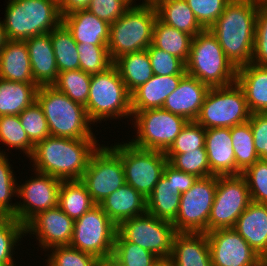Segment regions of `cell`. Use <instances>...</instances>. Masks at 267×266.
Instances as JSON below:
<instances>
[{"instance_id":"cell-1","label":"cell","mask_w":267,"mask_h":266,"mask_svg":"<svg viewBox=\"0 0 267 266\" xmlns=\"http://www.w3.org/2000/svg\"><path fill=\"white\" fill-rule=\"evenodd\" d=\"M97 138L71 139L48 136L34 145L31 169L61 181L80 180L92 154L101 145Z\"/></svg>"},{"instance_id":"cell-2","label":"cell","mask_w":267,"mask_h":266,"mask_svg":"<svg viewBox=\"0 0 267 266\" xmlns=\"http://www.w3.org/2000/svg\"><path fill=\"white\" fill-rule=\"evenodd\" d=\"M257 9L256 0H230L209 28L236 69L252 62Z\"/></svg>"},{"instance_id":"cell-3","label":"cell","mask_w":267,"mask_h":266,"mask_svg":"<svg viewBox=\"0 0 267 266\" xmlns=\"http://www.w3.org/2000/svg\"><path fill=\"white\" fill-rule=\"evenodd\" d=\"M36 100L41 105L51 136L71 139L96 138L85 106L72 101L54 86H39Z\"/></svg>"},{"instance_id":"cell-4","label":"cell","mask_w":267,"mask_h":266,"mask_svg":"<svg viewBox=\"0 0 267 266\" xmlns=\"http://www.w3.org/2000/svg\"><path fill=\"white\" fill-rule=\"evenodd\" d=\"M2 24L8 40L49 33L62 22L55 0H8Z\"/></svg>"},{"instance_id":"cell-5","label":"cell","mask_w":267,"mask_h":266,"mask_svg":"<svg viewBox=\"0 0 267 266\" xmlns=\"http://www.w3.org/2000/svg\"><path fill=\"white\" fill-rule=\"evenodd\" d=\"M186 73L210 88L225 87L236 82L237 69L227 59L216 36L204 29L192 39Z\"/></svg>"},{"instance_id":"cell-6","label":"cell","mask_w":267,"mask_h":266,"mask_svg":"<svg viewBox=\"0 0 267 266\" xmlns=\"http://www.w3.org/2000/svg\"><path fill=\"white\" fill-rule=\"evenodd\" d=\"M85 109L93 124L128 116L132 119L131 93L114 64L104 72L91 75Z\"/></svg>"},{"instance_id":"cell-7","label":"cell","mask_w":267,"mask_h":266,"mask_svg":"<svg viewBox=\"0 0 267 266\" xmlns=\"http://www.w3.org/2000/svg\"><path fill=\"white\" fill-rule=\"evenodd\" d=\"M157 10L151 0L132 5L124 15L110 24L107 48L114 62L121 55L147 49L153 40Z\"/></svg>"},{"instance_id":"cell-8","label":"cell","mask_w":267,"mask_h":266,"mask_svg":"<svg viewBox=\"0 0 267 266\" xmlns=\"http://www.w3.org/2000/svg\"><path fill=\"white\" fill-rule=\"evenodd\" d=\"M251 114L245 93L235 82L210 88L195 121L205 129L232 128L249 121Z\"/></svg>"},{"instance_id":"cell-9","label":"cell","mask_w":267,"mask_h":266,"mask_svg":"<svg viewBox=\"0 0 267 266\" xmlns=\"http://www.w3.org/2000/svg\"><path fill=\"white\" fill-rule=\"evenodd\" d=\"M110 147L121 158L126 183L147 199L168 162L165 152L142 149L128 140L125 143L111 144Z\"/></svg>"},{"instance_id":"cell-10","label":"cell","mask_w":267,"mask_h":266,"mask_svg":"<svg viewBox=\"0 0 267 266\" xmlns=\"http://www.w3.org/2000/svg\"><path fill=\"white\" fill-rule=\"evenodd\" d=\"M132 124L137 130L130 142L142 149L166 152L188 120L163 108L132 111Z\"/></svg>"},{"instance_id":"cell-11","label":"cell","mask_w":267,"mask_h":266,"mask_svg":"<svg viewBox=\"0 0 267 266\" xmlns=\"http://www.w3.org/2000/svg\"><path fill=\"white\" fill-rule=\"evenodd\" d=\"M117 225L104 210L95 205L83 216L74 220L70 246L96 258L112 256Z\"/></svg>"},{"instance_id":"cell-12","label":"cell","mask_w":267,"mask_h":266,"mask_svg":"<svg viewBox=\"0 0 267 266\" xmlns=\"http://www.w3.org/2000/svg\"><path fill=\"white\" fill-rule=\"evenodd\" d=\"M117 233L125 240L139 245L159 259L169 258L177 233L172 222L156 218L148 212L127 219L117 226Z\"/></svg>"},{"instance_id":"cell-13","label":"cell","mask_w":267,"mask_h":266,"mask_svg":"<svg viewBox=\"0 0 267 266\" xmlns=\"http://www.w3.org/2000/svg\"><path fill=\"white\" fill-rule=\"evenodd\" d=\"M218 176L197 178L181 194L177 217L172 222L176 232L208 233V219L213 206Z\"/></svg>"},{"instance_id":"cell-14","label":"cell","mask_w":267,"mask_h":266,"mask_svg":"<svg viewBox=\"0 0 267 266\" xmlns=\"http://www.w3.org/2000/svg\"><path fill=\"white\" fill-rule=\"evenodd\" d=\"M251 202L248 184L242 174L218 176L208 232L233 228Z\"/></svg>"},{"instance_id":"cell-15","label":"cell","mask_w":267,"mask_h":266,"mask_svg":"<svg viewBox=\"0 0 267 266\" xmlns=\"http://www.w3.org/2000/svg\"><path fill=\"white\" fill-rule=\"evenodd\" d=\"M80 180L92 200L99 205L126 183L120 156L108 144L100 145L92 154Z\"/></svg>"},{"instance_id":"cell-16","label":"cell","mask_w":267,"mask_h":266,"mask_svg":"<svg viewBox=\"0 0 267 266\" xmlns=\"http://www.w3.org/2000/svg\"><path fill=\"white\" fill-rule=\"evenodd\" d=\"M34 175L18 184L17 220L24 226L38 213L58 206L61 180L37 171Z\"/></svg>"},{"instance_id":"cell-17","label":"cell","mask_w":267,"mask_h":266,"mask_svg":"<svg viewBox=\"0 0 267 266\" xmlns=\"http://www.w3.org/2000/svg\"><path fill=\"white\" fill-rule=\"evenodd\" d=\"M213 266H260L262 258L233 228L206 233Z\"/></svg>"},{"instance_id":"cell-18","label":"cell","mask_w":267,"mask_h":266,"mask_svg":"<svg viewBox=\"0 0 267 266\" xmlns=\"http://www.w3.org/2000/svg\"><path fill=\"white\" fill-rule=\"evenodd\" d=\"M73 229L74 220L57 206L34 216L25 225V235L33 234L41 250L46 252L53 247L70 245Z\"/></svg>"},{"instance_id":"cell-19","label":"cell","mask_w":267,"mask_h":266,"mask_svg":"<svg viewBox=\"0 0 267 266\" xmlns=\"http://www.w3.org/2000/svg\"><path fill=\"white\" fill-rule=\"evenodd\" d=\"M209 89V86L186 73L177 89L166 98L162 108L188 121H195Z\"/></svg>"},{"instance_id":"cell-20","label":"cell","mask_w":267,"mask_h":266,"mask_svg":"<svg viewBox=\"0 0 267 266\" xmlns=\"http://www.w3.org/2000/svg\"><path fill=\"white\" fill-rule=\"evenodd\" d=\"M205 149L214 176L236 175V160L230 128L206 129Z\"/></svg>"},{"instance_id":"cell-21","label":"cell","mask_w":267,"mask_h":266,"mask_svg":"<svg viewBox=\"0 0 267 266\" xmlns=\"http://www.w3.org/2000/svg\"><path fill=\"white\" fill-rule=\"evenodd\" d=\"M169 259L173 266H213L206 233L177 232Z\"/></svg>"},{"instance_id":"cell-22","label":"cell","mask_w":267,"mask_h":266,"mask_svg":"<svg viewBox=\"0 0 267 266\" xmlns=\"http://www.w3.org/2000/svg\"><path fill=\"white\" fill-rule=\"evenodd\" d=\"M30 57L34 82L38 86H51L58 78V68L50 32L25 40Z\"/></svg>"},{"instance_id":"cell-23","label":"cell","mask_w":267,"mask_h":266,"mask_svg":"<svg viewBox=\"0 0 267 266\" xmlns=\"http://www.w3.org/2000/svg\"><path fill=\"white\" fill-rule=\"evenodd\" d=\"M233 229L262 259L267 258V204L251 201Z\"/></svg>"},{"instance_id":"cell-24","label":"cell","mask_w":267,"mask_h":266,"mask_svg":"<svg viewBox=\"0 0 267 266\" xmlns=\"http://www.w3.org/2000/svg\"><path fill=\"white\" fill-rule=\"evenodd\" d=\"M62 23L71 32L77 43L107 45L110 24L89 12L76 10L62 16Z\"/></svg>"},{"instance_id":"cell-25","label":"cell","mask_w":267,"mask_h":266,"mask_svg":"<svg viewBox=\"0 0 267 266\" xmlns=\"http://www.w3.org/2000/svg\"><path fill=\"white\" fill-rule=\"evenodd\" d=\"M99 206L118 226L121 222L147 212V199L125 183L107 196Z\"/></svg>"},{"instance_id":"cell-26","label":"cell","mask_w":267,"mask_h":266,"mask_svg":"<svg viewBox=\"0 0 267 266\" xmlns=\"http://www.w3.org/2000/svg\"><path fill=\"white\" fill-rule=\"evenodd\" d=\"M184 75H153L131 93V111L162 108L166 98L177 89Z\"/></svg>"},{"instance_id":"cell-27","label":"cell","mask_w":267,"mask_h":266,"mask_svg":"<svg viewBox=\"0 0 267 266\" xmlns=\"http://www.w3.org/2000/svg\"><path fill=\"white\" fill-rule=\"evenodd\" d=\"M0 78L8 81L35 83L25 41L7 40L0 50Z\"/></svg>"},{"instance_id":"cell-28","label":"cell","mask_w":267,"mask_h":266,"mask_svg":"<svg viewBox=\"0 0 267 266\" xmlns=\"http://www.w3.org/2000/svg\"><path fill=\"white\" fill-rule=\"evenodd\" d=\"M236 83L243 89L251 113H267V67L250 63L238 68Z\"/></svg>"},{"instance_id":"cell-29","label":"cell","mask_w":267,"mask_h":266,"mask_svg":"<svg viewBox=\"0 0 267 266\" xmlns=\"http://www.w3.org/2000/svg\"><path fill=\"white\" fill-rule=\"evenodd\" d=\"M158 18L165 24L193 37L204 30L185 0H151Z\"/></svg>"},{"instance_id":"cell-30","label":"cell","mask_w":267,"mask_h":266,"mask_svg":"<svg viewBox=\"0 0 267 266\" xmlns=\"http://www.w3.org/2000/svg\"><path fill=\"white\" fill-rule=\"evenodd\" d=\"M36 83L8 81L0 78V116L19 115L34 101Z\"/></svg>"},{"instance_id":"cell-31","label":"cell","mask_w":267,"mask_h":266,"mask_svg":"<svg viewBox=\"0 0 267 266\" xmlns=\"http://www.w3.org/2000/svg\"><path fill=\"white\" fill-rule=\"evenodd\" d=\"M113 64L130 93L154 75L147 49L121 55Z\"/></svg>"},{"instance_id":"cell-32","label":"cell","mask_w":267,"mask_h":266,"mask_svg":"<svg viewBox=\"0 0 267 266\" xmlns=\"http://www.w3.org/2000/svg\"><path fill=\"white\" fill-rule=\"evenodd\" d=\"M181 193L162 175L147 197V212L156 218L173 222L177 217Z\"/></svg>"},{"instance_id":"cell-33","label":"cell","mask_w":267,"mask_h":266,"mask_svg":"<svg viewBox=\"0 0 267 266\" xmlns=\"http://www.w3.org/2000/svg\"><path fill=\"white\" fill-rule=\"evenodd\" d=\"M97 205L81 180L61 181L58 207L73 220L83 216Z\"/></svg>"},{"instance_id":"cell-34","label":"cell","mask_w":267,"mask_h":266,"mask_svg":"<svg viewBox=\"0 0 267 266\" xmlns=\"http://www.w3.org/2000/svg\"><path fill=\"white\" fill-rule=\"evenodd\" d=\"M192 39V35L163 23L159 18L155 21L152 44L185 63L189 57Z\"/></svg>"},{"instance_id":"cell-35","label":"cell","mask_w":267,"mask_h":266,"mask_svg":"<svg viewBox=\"0 0 267 266\" xmlns=\"http://www.w3.org/2000/svg\"><path fill=\"white\" fill-rule=\"evenodd\" d=\"M50 37L58 71L80 69L77 42L67 27L61 22L50 31Z\"/></svg>"},{"instance_id":"cell-36","label":"cell","mask_w":267,"mask_h":266,"mask_svg":"<svg viewBox=\"0 0 267 266\" xmlns=\"http://www.w3.org/2000/svg\"><path fill=\"white\" fill-rule=\"evenodd\" d=\"M230 133L235 153L236 175H240L260 158L255 150L249 121L233 126Z\"/></svg>"},{"instance_id":"cell-37","label":"cell","mask_w":267,"mask_h":266,"mask_svg":"<svg viewBox=\"0 0 267 266\" xmlns=\"http://www.w3.org/2000/svg\"><path fill=\"white\" fill-rule=\"evenodd\" d=\"M90 84L91 75L77 69L59 72L58 78L52 86L66 94L72 101L85 106L89 96Z\"/></svg>"},{"instance_id":"cell-38","label":"cell","mask_w":267,"mask_h":266,"mask_svg":"<svg viewBox=\"0 0 267 266\" xmlns=\"http://www.w3.org/2000/svg\"><path fill=\"white\" fill-rule=\"evenodd\" d=\"M25 236V226L14 217H7L0 224V266H17L14 250Z\"/></svg>"},{"instance_id":"cell-39","label":"cell","mask_w":267,"mask_h":266,"mask_svg":"<svg viewBox=\"0 0 267 266\" xmlns=\"http://www.w3.org/2000/svg\"><path fill=\"white\" fill-rule=\"evenodd\" d=\"M0 142L9 148L21 150L27 158L32 155L34 144L29 140L18 115L0 116Z\"/></svg>"},{"instance_id":"cell-40","label":"cell","mask_w":267,"mask_h":266,"mask_svg":"<svg viewBox=\"0 0 267 266\" xmlns=\"http://www.w3.org/2000/svg\"><path fill=\"white\" fill-rule=\"evenodd\" d=\"M3 151L0 147V210L8 217L17 219V202L12 203L11 199L18 195V182L7 158L9 156Z\"/></svg>"},{"instance_id":"cell-41","label":"cell","mask_w":267,"mask_h":266,"mask_svg":"<svg viewBox=\"0 0 267 266\" xmlns=\"http://www.w3.org/2000/svg\"><path fill=\"white\" fill-rule=\"evenodd\" d=\"M112 256L121 266H153L159 259L139 245L125 241L118 233H116Z\"/></svg>"},{"instance_id":"cell-42","label":"cell","mask_w":267,"mask_h":266,"mask_svg":"<svg viewBox=\"0 0 267 266\" xmlns=\"http://www.w3.org/2000/svg\"><path fill=\"white\" fill-rule=\"evenodd\" d=\"M168 163L175 169L194 175L197 178L212 176L205 148L182 154H165Z\"/></svg>"},{"instance_id":"cell-43","label":"cell","mask_w":267,"mask_h":266,"mask_svg":"<svg viewBox=\"0 0 267 266\" xmlns=\"http://www.w3.org/2000/svg\"><path fill=\"white\" fill-rule=\"evenodd\" d=\"M80 69L90 75L106 71L113 65L107 45L77 43Z\"/></svg>"},{"instance_id":"cell-44","label":"cell","mask_w":267,"mask_h":266,"mask_svg":"<svg viewBox=\"0 0 267 266\" xmlns=\"http://www.w3.org/2000/svg\"><path fill=\"white\" fill-rule=\"evenodd\" d=\"M18 116L29 140L34 145L50 136L48 122L37 100Z\"/></svg>"},{"instance_id":"cell-45","label":"cell","mask_w":267,"mask_h":266,"mask_svg":"<svg viewBox=\"0 0 267 266\" xmlns=\"http://www.w3.org/2000/svg\"><path fill=\"white\" fill-rule=\"evenodd\" d=\"M206 129L196 121H188L165 154H182L205 148Z\"/></svg>"},{"instance_id":"cell-46","label":"cell","mask_w":267,"mask_h":266,"mask_svg":"<svg viewBox=\"0 0 267 266\" xmlns=\"http://www.w3.org/2000/svg\"><path fill=\"white\" fill-rule=\"evenodd\" d=\"M51 253H50V252ZM46 266H94L97 258L70 245L53 247L47 251Z\"/></svg>"},{"instance_id":"cell-47","label":"cell","mask_w":267,"mask_h":266,"mask_svg":"<svg viewBox=\"0 0 267 266\" xmlns=\"http://www.w3.org/2000/svg\"><path fill=\"white\" fill-rule=\"evenodd\" d=\"M242 175L247 181L251 201L267 204V160L258 159Z\"/></svg>"},{"instance_id":"cell-48","label":"cell","mask_w":267,"mask_h":266,"mask_svg":"<svg viewBox=\"0 0 267 266\" xmlns=\"http://www.w3.org/2000/svg\"><path fill=\"white\" fill-rule=\"evenodd\" d=\"M153 73L159 76L185 75L186 63L151 44L147 48Z\"/></svg>"},{"instance_id":"cell-49","label":"cell","mask_w":267,"mask_h":266,"mask_svg":"<svg viewBox=\"0 0 267 266\" xmlns=\"http://www.w3.org/2000/svg\"><path fill=\"white\" fill-rule=\"evenodd\" d=\"M204 29H209L230 0H185Z\"/></svg>"},{"instance_id":"cell-50","label":"cell","mask_w":267,"mask_h":266,"mask_svg":"<svg viewBox=\"0 0 267 266\" xmlns=\"http://www.w3.org/2000/svg\"><path fill=\"white\" fill-rule=\"evenodd\" d=\"M251 63L267 67V6L258 5Z\"/></svg>"},{"instance_id":"cell-51","label":"cell","mask_w":267,"mask_h":266,"mask_svg":"<svg viewBox=\"0 0 267 266\" xmlns=\"http://www.w3.org/2000/svg\"><path fill=\"white\" fill-rule=\"evenodd\" d=\"M132 5L126 0H91L87 10L109 24L117 21Z\"/></svg>"},{"instance_id":"cell-52","label":"cell","mask_w":267,"mask_h":266,"mask_svg":"<svg viewBox=\"0 0 267 266\" xmlns=\"http://www.w3.org/2000/svg\"><path fill=\"white\" fill-rule=\"evenodd\" d=\"M256 153L267 160V113H252L249 119Z\"/></svg>"},{"instance_id":"cell-53","label":"cell","mask_w":267,"mask_h":266,"mask_svg":"<svg viewBox=\"0 0 267 266\" xmlns=\"http://www.w3.org/2000/svg\"><path fill=\"white\" fill-rule=\"evenodd\" d=\"M163 175L169 183H172L174 189L178 190L181 194L187 192L197 179L194 175L175 169L168 162L164 167Z\"/></svg>"},{"instance_id":"cell-54","label":"cell","mask_w":267,"mask_h":266,"mask_svg":"<svg viewBox=\"0 0 267 266\" xmlns=\"http://www.w3.org/2000/svg\"><path fill=\"white\" fill-rule=\"evenodd\" d=\"M91 0H62L59 3V11L61 16L69 14L76 10L87 9Z\"/></svg>"},{"instance_id":"cell-55","label":"cell","mask_w":267,"mask_h":266,"mask_svg":"<svg viewBox=\"0 0 267 266\" xmlns=\"http://www.w3.org/2000/svg\"><path fill=\"white\" fill-rule=\"evenodd\" d=\"M94 266H121V264L113 257L97 258Z\"/></svg>"},{"instance_id":"cell-56","label":"cell","mask_w":267,"mask_h":266,"mask_svg":"<svg viewBox=\"0 0 267 266\" xmlns=\"http://www.w3.org/2000/svg\"><path fill=\"white\" fill-rule=\"evenodd\" d=\"M7 40L5 29L0 18V50L6 44Z\"/></svg>"},{"instance_id":"cell-57","label":"cell","mask_w":267,"mask_h":266,"mask_svg":"<svg viewBox=\"0 0 267 266\" xmlns=\"http://www.w3.org/2000/svg\"><path fill=\"white\" fill-rule=\"evenodd\" d=\"M153 266H173L171 260L169 258L166 259H158Z\"/></svg>"},{"instance_id":"cell-58","label":"cell","mask_w":267,"mask_h":266,"mask_svg":"<svg viewBox=\"0 0 267 266\" xmlns=\"http://www.w3.org/2000/svg\"><path fill=\"white\" fill-rule=\"evenodd\" d=\"M126 1L129 2L131 5H141L145 2H147L148 0H142V2L138 3V4L136 3V0H126Z\"/></svg>"},{"instance_id":"cell-59","label":"cell","mask_w":267,"mask_h":266,"mask_svg":"<svg viewBox=\"0 0 267 266\" xmlns=\"http://www.w3.org/2000/svg\"><path fill=\"white\" fill-rule=\"evenodd\" d=\"M259 6H267V0H256Z\"/></svg>"},{"instance_id":"cell-60","label":"cell","mask_w":267,"mask_h":266,"mask_svg":"<svg viewBox=\"0 0 267 266\" xmlns=\"http://www.w3.org/2000/svg\"><path fill=\"white\" fill-rule=\"evenodd\" d=\"M8 216L6 214H4L1 210H0V224L7 218Z\"/></svg>"},{"instance_id":"cell-61","label":"cell","mask_w":267,"mask_h":266,"mask_svg":"<svg viewBox=\"0 0 267 266\" xmlns=\"http://www.w3.org/2000/svg\"><path fill=\"white\" fill-rule=\"evenodd\" d=\"M260 266H267V258H263Z\"/></svg>"},{"instance_id":"cell-62","label":"cell","mask_w":267,"mask_h":266,"mask_svg":"<svg viewBox=\"0 0 267 266\" xmlns=\"http://www.w3.org/2000/svg\"><path fill=\"white\" fill-rule=\"evenodd\" d=\"M58 4L62 1V0H55Z\"/></svg>"}]
</instances>
